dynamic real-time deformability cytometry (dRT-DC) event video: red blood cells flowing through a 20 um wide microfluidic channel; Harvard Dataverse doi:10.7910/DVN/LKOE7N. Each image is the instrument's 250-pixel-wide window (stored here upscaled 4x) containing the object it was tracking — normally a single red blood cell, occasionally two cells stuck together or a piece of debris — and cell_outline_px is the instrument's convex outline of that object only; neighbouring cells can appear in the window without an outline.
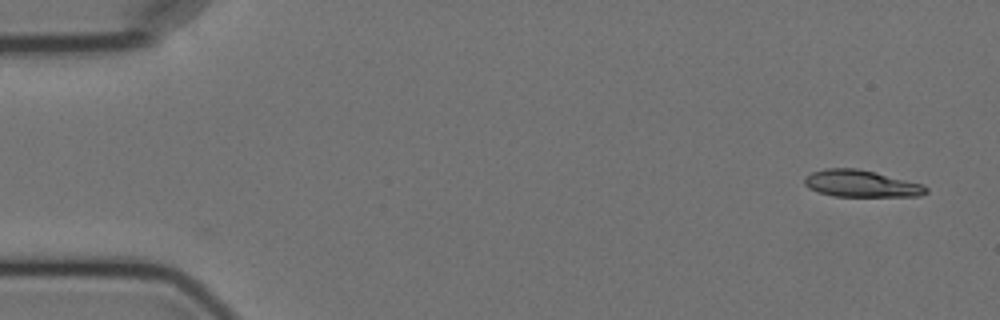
{"species": "Egyptian fruit bat (a non-hibernating species)", "species_latin": "Rousettus aegyptiacus", "temperature_condition": "cold", "stored_images_in_passage": 5, "camera_frame_rate_fps": 3000, "um_per_image_px": 0.085, "animal": {"sex": "female"}, "frame": {"image": 1, "passage_image": 1, "time_ms": 0.0, "image_size_px": [1000, 320], "cell_outline_px": [[928, 192], [920, 196], [832, 196], [816, 192], [808, 188], [804, 184], [804, 176], [812, 172], [824, 168], [856, 168], [876, 172], [924, 184], [928, 188]], "centroid_in_image_um": [73.18, 15.6], "position_along_channel_um": 11.8, "area_um2": 19.31}}